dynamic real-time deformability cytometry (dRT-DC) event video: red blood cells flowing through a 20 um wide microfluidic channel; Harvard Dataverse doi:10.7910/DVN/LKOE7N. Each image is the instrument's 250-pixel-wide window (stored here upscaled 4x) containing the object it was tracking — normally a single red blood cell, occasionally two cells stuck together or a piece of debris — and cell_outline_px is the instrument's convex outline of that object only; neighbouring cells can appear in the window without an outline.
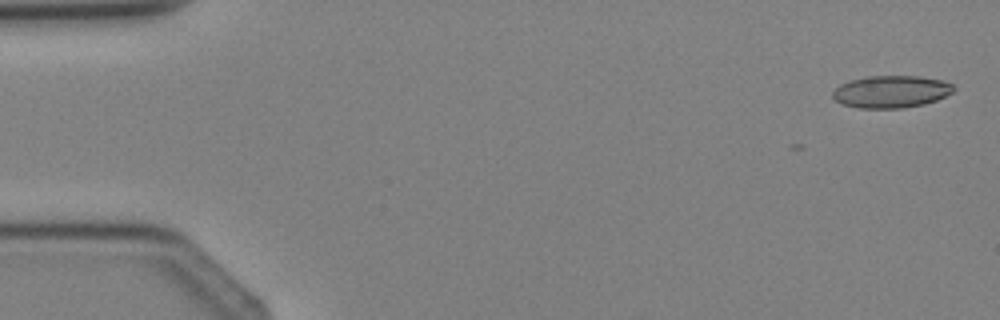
{"species": "Egyptian fruit bat (a non-hibernating species)", "species_latin": "Rousettus aegyptiacus", "temperature_condition": "cold", "stored_images_in_passage": 3, "camera_frame_rate_fps": 3000, "um_per_image_px": 0.085, "animal": {"sex": "female"}, "frame": {"image": 1, "passage_image": 1, "time_ms": 0.0, "image_size_px": [1000, 320], "cell_outline_px": [[956, 88], [952, 92], [936, 100], [924, 104], [904, 108], [856, 108], [840, 104], [832, 96], [832, 92], [840, 84], [848, 80], [868, 76], [920, 76], [944, 80], [952, 84]], "centroid_in_image_um": [75.73, 7.79], "position_along_channel_um": 9.3, "area_um2": 22.95}}